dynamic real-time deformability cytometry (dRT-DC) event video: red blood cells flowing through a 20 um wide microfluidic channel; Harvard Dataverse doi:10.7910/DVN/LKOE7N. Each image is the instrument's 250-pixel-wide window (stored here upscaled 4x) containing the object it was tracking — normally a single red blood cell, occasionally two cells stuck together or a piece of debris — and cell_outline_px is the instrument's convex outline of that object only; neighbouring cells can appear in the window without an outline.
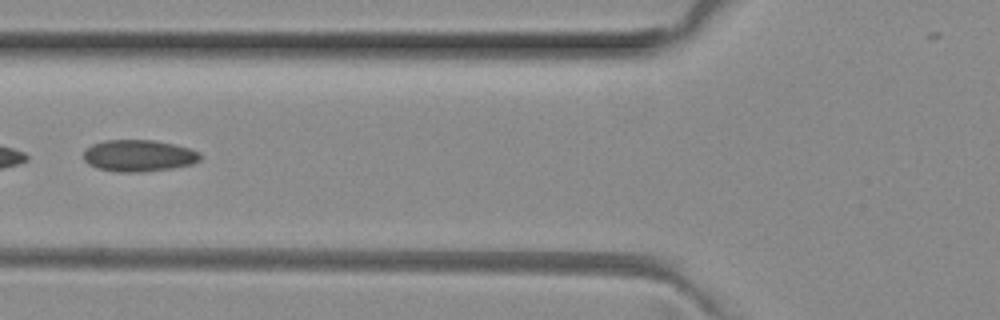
{"species": "common noctule bat (a hibernating species)", "species_latin": "Nyctalus noctula", "temperature_condition": "room temperature", "stored_images_in_passage": 6, "camera_frame_rate_fps": 3000, "um_per_image_px": 0.085, "animal": {"sex": "female", "body_mass_g": 29.2, "forearm_length_mm": 56.3}, "frame": {"image": 1, "passage_image": 4, "time_ms": 1.0, "image_size_px": [1000, 320], "cell_outline_px": [[200, 160], [192, 164], [172, 168], [140, 172], [116, 172], [100, 168], [88, 164], [84, 160], [84, 152], [92, 144], [104, 140], [152, 140], [172, 144], [188, 148], [200, 152]], "centroid_in_image_um": [11.78, 13.23], "position_along_channel_um": 114.0, "area_um2": 21.39}}
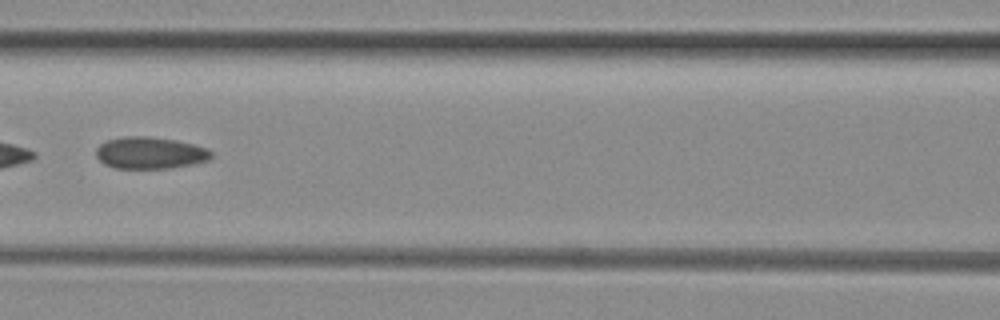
{"frame": {"image": 2, "passage_image": 5, "time_ms": 1.333, "image_size_px": [1000, 320], "cell_outline_px": [[212, 156], [208, 160], [192, 164], [168, 168], [116, 168], [104, 164], [96, 156], [96, 148], [100, 144], [108, 140], [124, 136], [148, 136], [176, 140], [208, 148], [212, 152]], "centroid_in_image_um": [12.75, 12.99], "position_along_channel_um": 153.9, "area_um2": 21.33}}
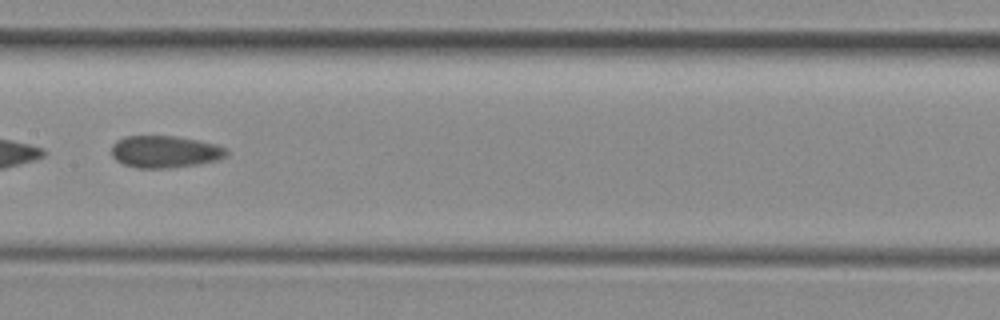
{"frame": {"image": 3, "passage_image": 6, "time_ms": 1.667, "image_size_px": [1000, 320], "cell_outline_px": [[228, 156], [220, 160], [172, 168], [136, 168], [124, 164], [116, 160], [112, 156], [112, 144], [116, 140], [124, 136], [176, 136], [216, 144], [228, 148]], "centroid_in_image_um": [14.04, 12.9], "position_along_channel_um": 193.4, "area_um2": 21.73}}